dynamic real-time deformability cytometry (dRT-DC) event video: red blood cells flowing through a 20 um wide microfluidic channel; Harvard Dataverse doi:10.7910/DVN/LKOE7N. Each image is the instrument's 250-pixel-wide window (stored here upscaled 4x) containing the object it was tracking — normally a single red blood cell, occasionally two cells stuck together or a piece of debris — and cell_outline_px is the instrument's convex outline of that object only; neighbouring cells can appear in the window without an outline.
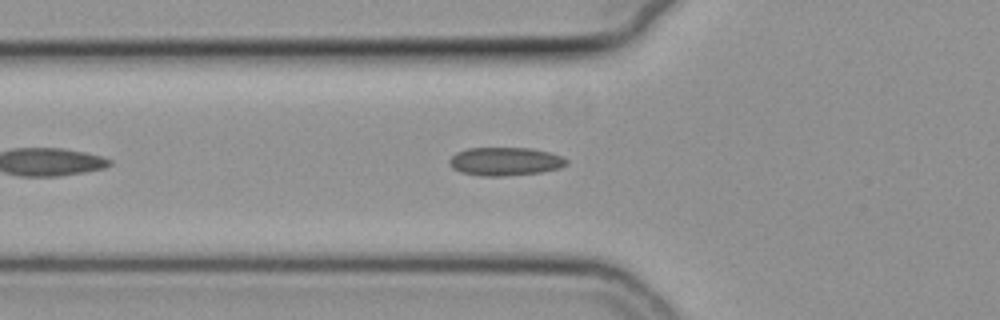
{"species": "common noctule bat (a hibernating species)", "species_latin": "Nyctalus noctula", "temperature_condition": "cold", "stored_images_in_passage": 39, "camera_frame_rate_fps": 3000, "um_per_image_px": 0.085, "animal": {"sex": "female", "body_mass_g": 19.3, "forearm_length_mm": 54.1}, "frame": {"image": 1, "passage_image": 7, "time_ms": 2.0, "image_size_px": [1000, 320], "cell_outline_px": [[568, 164], [560, 168], [540, 172], [504, 176], [480, 176], [460, 172], [452, 168], [448, 164], [448, 160], [456, 152], [468, 148], [532, 148], [548, 152], [560, 156], [568, 160]], "centroid_in_image_um": [42.9, 13.72], "position_along_channel_um": 82.9, "area_um2": 19.42}}
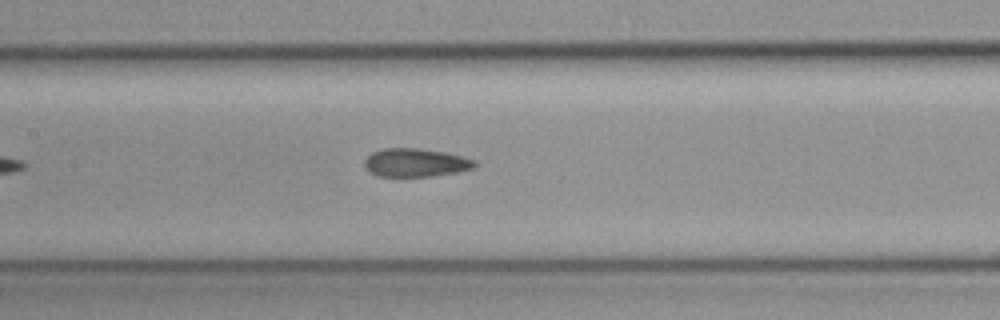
{"frame": {"image": 2, "passage_image": 14, "time_ms": 4.333, "image_size_px": [1000, 320], "cell_outline_px": [[476, 168], [460, 172], [432, 176], [380, 176], [368, 172], [364, 168], [364, 160], [372, 152], [384, 148], [416, 148], [444, 152], [476, 160]], "centroid_in_image_um": [35.32, 13.83], "position_along_channel_um": 172.1, "area_um2": 18.32}}
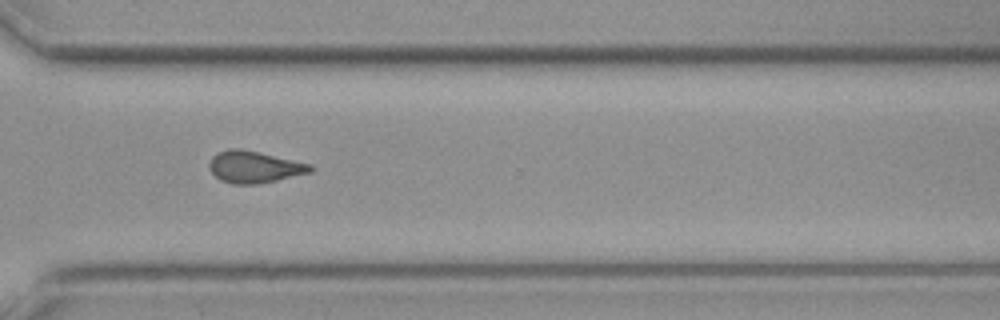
{"frame": {"image": 3, "passage_image": 28, "time_ms": 9.0, "image_size_px": [1000, 320], "cell_outline_px": [[316, 168], [312, 172], [276, 180], [256, 184], [232, 184], [220, 180], [208, 168], [208, 164], [212, 156], [228, 148], [240, 148], [260, 152], [312, 164]], "centroid_in_image_um": [21.63, 14.18], "position_along_channel_um": 349.0, "area_um2": 18.9}}